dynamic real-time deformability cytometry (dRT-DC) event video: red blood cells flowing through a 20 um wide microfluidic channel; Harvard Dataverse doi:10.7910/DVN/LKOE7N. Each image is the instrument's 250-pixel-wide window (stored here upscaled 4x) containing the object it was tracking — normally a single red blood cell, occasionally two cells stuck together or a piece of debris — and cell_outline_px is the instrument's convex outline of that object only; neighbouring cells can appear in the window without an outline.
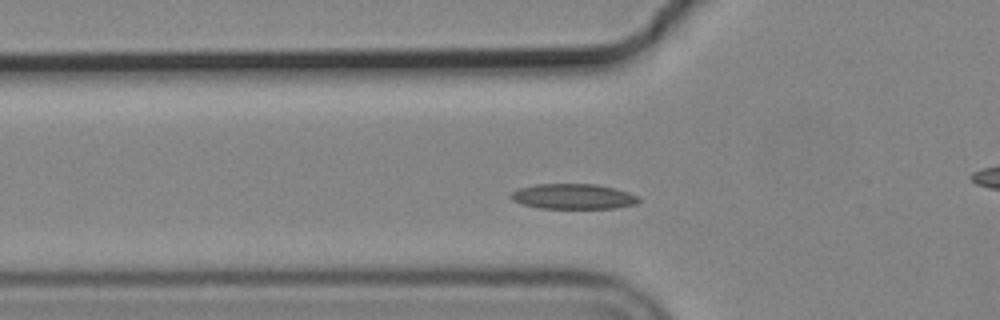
{"species": "common noctule bat (a hibernating species)", "species_latin": "Nyctalus noctula", "temperature_condition": "cold", "stored_images_in_passage": 43, "camera_frame_rate_fps": 3000, "um_per_image_px": 0.085, "animal": {"sex": "male", "body_mass_g": 19.2, "forearm_length_mm": 51.8}, "frame": {"image": 1, "passage_image": 12, "time_ms": 3.667, "image_size_px": [1000, 320], "cell_outline_px": [[640, 200], [636, 204], [616, 208], [540, 208], [524, 204], [512, 200], [508, 196], [512, 192], [520, 188], [536, 184], [596, 184], [616, 188], [628, 192], [636, 196]], "centroid_in_image_um": [48.73, 16.69], "position_along_channel_um": 77.1, "area_um2": 18.73}}
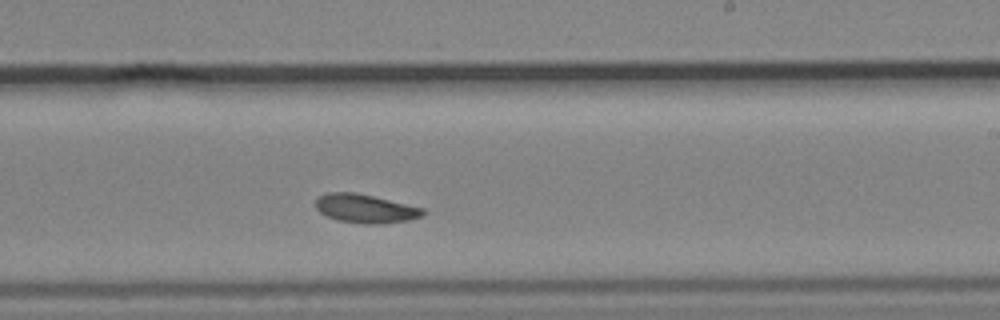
{"frame": {"image": 2, "passage_image": 27, "time_ms": 8.667, "image_size_px": [1000, 320], "cell_outline_px": [[424, 216], [408, 220], [376, 224], [364, 224], [336, 220], [320, 212], [316, 208], [316, 200], [320, 196], [328, 192], [352, 192], [372, 196], [424, 208]], "centroid_in_image_um": [31.05, 17.73], "position_along_channel_um": 257.9, "area_um2": 17.74}}
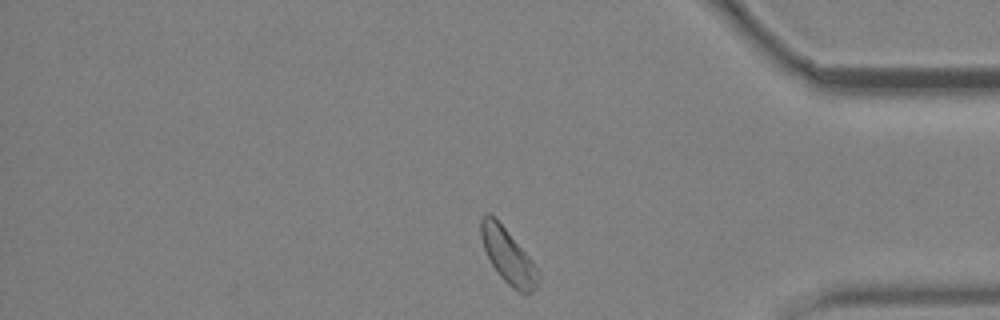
{"frame": {"image": 3, "passage_image": 40, "time_ms": 13.0, "image_size_px": [1000, 320], "cell_outline_px": [[540, 276], [536, 288], [532, 292], [520, 292], [512, 288], [500, 276], [492, 264], [484, 248], [480, 236], [480, 216], [484, 212], [488, 212], [504, 228], [532, 260], [540, 272]], "centroid_in_image_um": [43.18, 21.76], "position_along_channel_um": 392.0, "area_um2": 17.98}, "authors_computed_cell_mechanics": {"area_um2": 17.9758, "velocity_mm_per_s": 3.6105, "shape_relaxation_time_tau1_ms": 3.8277, "shape_relaxation_time_tau2_ms": null, "deformation_change_tau1": 0.0829, "deformation_change_tau2": null}}